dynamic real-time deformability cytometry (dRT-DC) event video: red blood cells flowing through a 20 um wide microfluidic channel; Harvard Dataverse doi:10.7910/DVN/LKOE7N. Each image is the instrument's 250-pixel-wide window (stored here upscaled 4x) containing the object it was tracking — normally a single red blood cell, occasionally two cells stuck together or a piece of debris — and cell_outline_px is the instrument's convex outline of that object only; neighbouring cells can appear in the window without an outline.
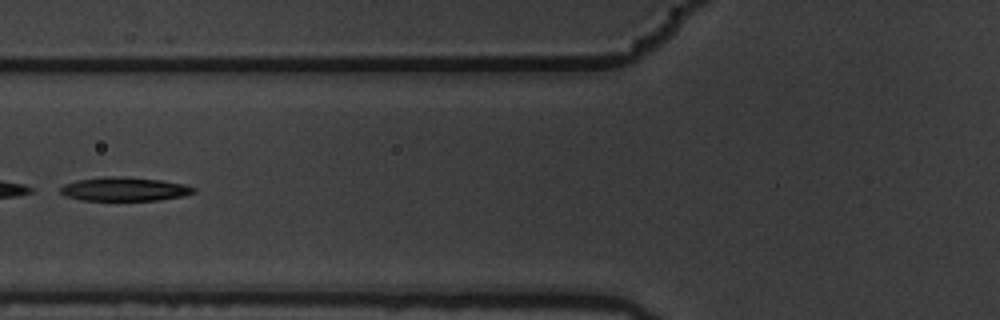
{"species": "common noctule bat (a hibernating species)", "species_latin": "Nyctalus noctula", "temperature_condition": "warm", "stored_images_in_passage": 6, "camera_frame_rate_fps": 3000, "um_per_image_px": 0.085, "animal": {"sex": "male", "body_mass_g": 19.5, "forearm_length_mm": 54.6}, "frame": {"image": 1, "passage_image": 6, "time_ms": 1.667, "image_size_px": [1000, 320], "cell_outline_px": [[196, 192], [184, 196], [160, 200], [80, 200], [64, 196], [60, 192], [60, 188], [64, 184], [76, 180], [104, 176], [116, 176], [160, 180], [184, 184], [196, 188]], "centroid_in_image_um": [10.56, 16.07], "position_along_channel_um": 115.2, "area_um2": 18.55}}